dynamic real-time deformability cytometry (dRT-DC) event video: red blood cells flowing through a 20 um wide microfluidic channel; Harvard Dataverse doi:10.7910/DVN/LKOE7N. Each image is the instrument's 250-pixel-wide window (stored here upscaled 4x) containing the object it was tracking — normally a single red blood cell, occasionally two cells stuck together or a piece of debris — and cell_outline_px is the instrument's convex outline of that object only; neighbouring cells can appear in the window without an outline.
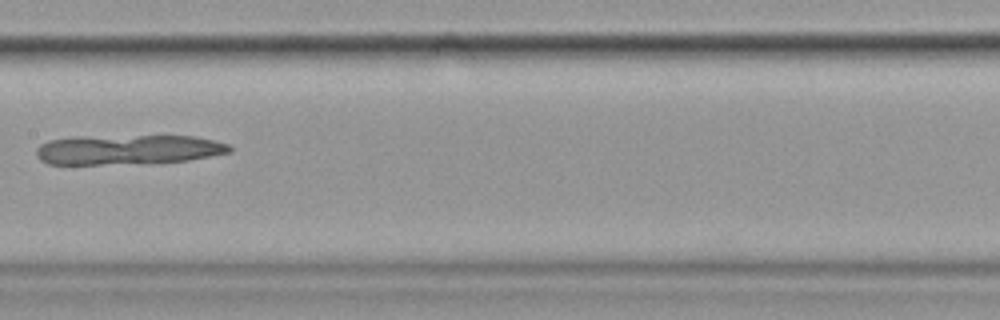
{"species": "common noctule bat (a hibernating species)", "species_latin": "Nyctalus noctula", "temperature_condition": "cold", "stored_images_in_passage": 8, "camera_frame_rate_fps": 3000, "um_per_image_px": 0.085, "animal": {"sex": "female", "body_mass_g": 19.9}, "frame": {"image": 1, "passage_image": 8, "time_ms": 9.0, "image_size_px": [1000, 320], "cell_outline_px": [[232, 152], [188, 160], [100, 164], [48, 164], [40, 160], [36, 156], [36, 148], [40, 144], [48, 140], [72, 136], [196, 136], [228, 144], [232, 148]], "centroid_in_image_um": [10.82, 12.7], "position_along_channel_um": 196.6, "area_um2": 33.35}}